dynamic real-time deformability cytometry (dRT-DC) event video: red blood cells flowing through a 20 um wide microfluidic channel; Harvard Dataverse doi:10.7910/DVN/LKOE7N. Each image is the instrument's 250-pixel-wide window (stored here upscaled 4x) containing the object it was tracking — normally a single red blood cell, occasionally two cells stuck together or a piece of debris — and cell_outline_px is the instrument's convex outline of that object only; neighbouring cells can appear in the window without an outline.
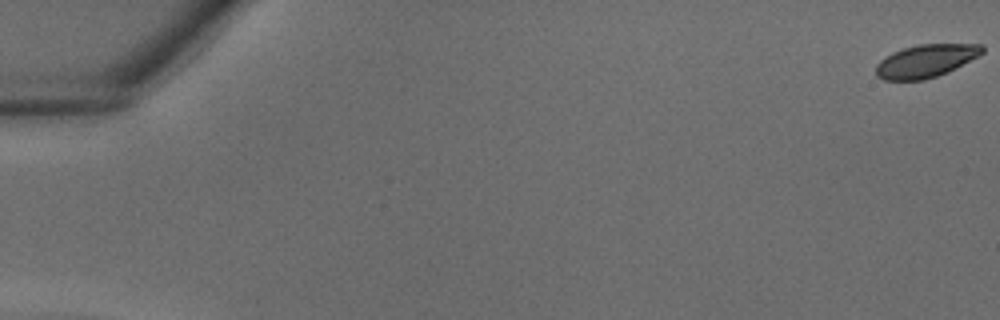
{"species": "common noctule bat (a hibernating species)", "species_latin": "Nyctalus noctula", "temperature_condition": "warm", "stored_images_in_passage": 8, "camera_frame_rate_fps": 3000, "um_per_image_px": 0.085, "animal": {"sex": "male", "body_mass_g": 18.8}, "frame": {"image": 1, "passage_image": 1, "time_ms": 0.0, "image_size_px": [1000, 320], "cell_outline_px": [[984, 52], [936, 76], [924, 80], [884, 80], [876, 76], [876, 64], [880, 60], [892, 52], [904, 48], [920, 44], [984, 44]], "centroid_in_image_um": [78.63, 5.17], "position_along_channel_um": 6.4, "area_um2": 19.94}}